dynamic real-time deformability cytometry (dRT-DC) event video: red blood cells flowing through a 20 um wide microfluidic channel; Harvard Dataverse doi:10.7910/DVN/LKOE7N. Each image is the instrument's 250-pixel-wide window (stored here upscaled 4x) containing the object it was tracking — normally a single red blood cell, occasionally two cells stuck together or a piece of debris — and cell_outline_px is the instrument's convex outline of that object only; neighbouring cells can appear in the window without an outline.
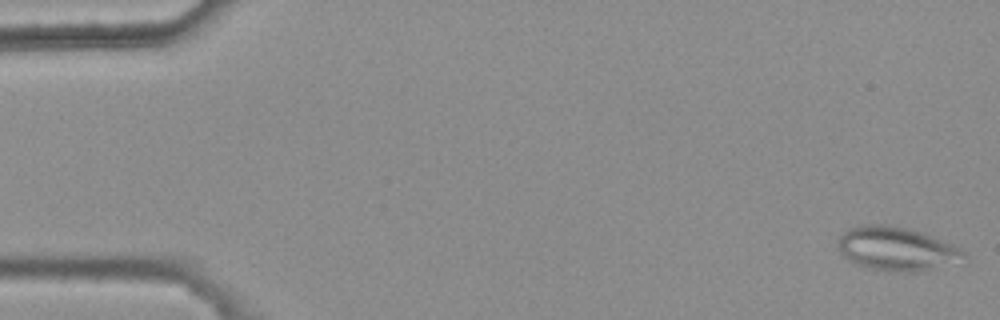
{"species": "common noctule bat (a hibernating species)", "species_latin": "Nyctalus noctula", "temperature_condition": "warm", "stored_images_in_passage": 45, "camera_frame_rate_fps": 3000, "um_per_image_px": 0.085, "animal": {"sex": "female", "body_mass_g": 25.1}, "frame": {"image": 1, "passage_image": 1, "time_ms": 0.0, "image_size_px": [1000, 320], "cell_outline_px": [[968, 256], [916, 272], [908, 272], [868, 268], [848, 260], [840, 252], [840, 236], [848, 228], [864, 224], [880, 224], [908, 228], [924, 232], [952, 244], [960, 248]], "centroid_in_image_um": [76.16, 21.11], "position_along_channel_um": 8.8, "area_um2": 31.21}}
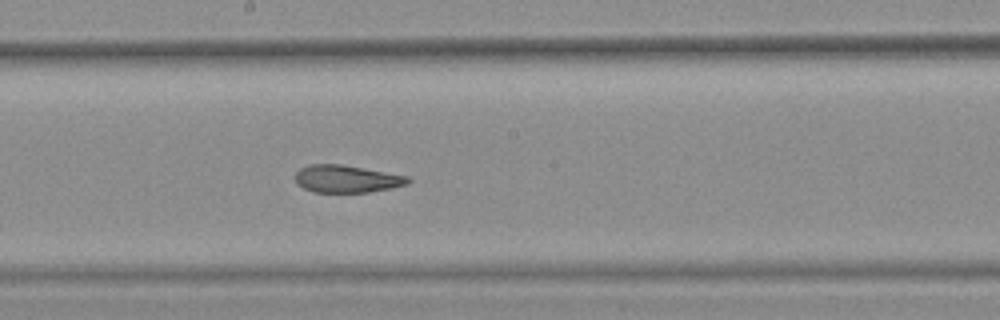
{"frame": {"image": 2, "passage_image": 29, "time_ms": 9.333, "image_size_px": [1000, 320], "cell_outline_px": [[412, 180], [408, 184], [392, 188], [368, 192], [312, 192], [296, 184], [296, 172], [300, 168], [308, 164], [340, 164], [408, 176]], "centroid_in_image_um": [29.46, 15.2], "position_along_channel_um": 218.7, "area_um2": 18.03}}
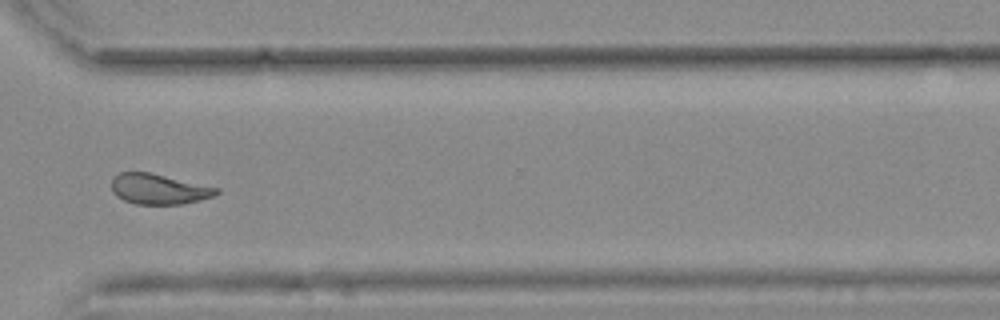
{"frame": {"image": 3, "passage_image": 40, "time_ms": 13.0, "image_size_px": [1000, 320], "cell_outline_px": [[220, 192], [216, 196], [200, 200], [180, 204], [136, 204], [124, 200], [116, 196], [112, 192], [112, 180], [120, 172], [148, 172], [220, 188]], "centroid_in_image_um": [13.52, 16.08], "position_along_channel_um": 357.1, "area_um2": 18.5}, "authors_computed_cell_mechanics": {"area_um2": 19.7098, "velocity_mm_per_s": 3.7582, "shape_relaxation_time_tau1_ms": null, "shape_relaxation_time_tau2_ms": 2.2933, "deformation_change_tau1": null, "deformation_change_tau2": 0.0932}}